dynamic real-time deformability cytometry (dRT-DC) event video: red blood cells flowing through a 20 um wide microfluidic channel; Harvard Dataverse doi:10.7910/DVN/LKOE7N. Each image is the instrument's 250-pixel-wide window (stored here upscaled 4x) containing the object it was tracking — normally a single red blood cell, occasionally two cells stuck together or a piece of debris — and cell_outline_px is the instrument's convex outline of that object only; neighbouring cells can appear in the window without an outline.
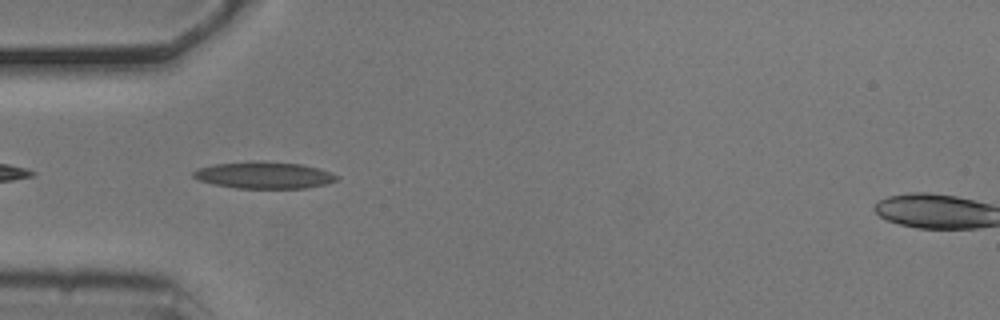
{"species": "common noctule bat (a hibernating species)", "species_latin": "Nyctalus noctula", "temperature_condition": "cold", "stored_images_in_passage": 4, "camera_frame_rate_fps": 3000, "um_per_image_px": 0.085, "animal": {"sex": "male", "body_mass_g": 20.5, "forearm_length_mm": 52.5}, "frame": {"image": 1, "passage_image": 2, "time_ms": 0.333, "image_size_px": [1000, 320], "cell_outline_px": [[340, 176], [336, 180], [324, 184], [304, 188], [236, 188], [212, 184], [200, 180], [192, 176], [192, 172], [200, 168], [216, 164], [300, 164], [316, 168]], "centroid_in_image_um": [22.44, 14.95], "position_along_channel_um": 62.6, "area_um2": 20.92}}